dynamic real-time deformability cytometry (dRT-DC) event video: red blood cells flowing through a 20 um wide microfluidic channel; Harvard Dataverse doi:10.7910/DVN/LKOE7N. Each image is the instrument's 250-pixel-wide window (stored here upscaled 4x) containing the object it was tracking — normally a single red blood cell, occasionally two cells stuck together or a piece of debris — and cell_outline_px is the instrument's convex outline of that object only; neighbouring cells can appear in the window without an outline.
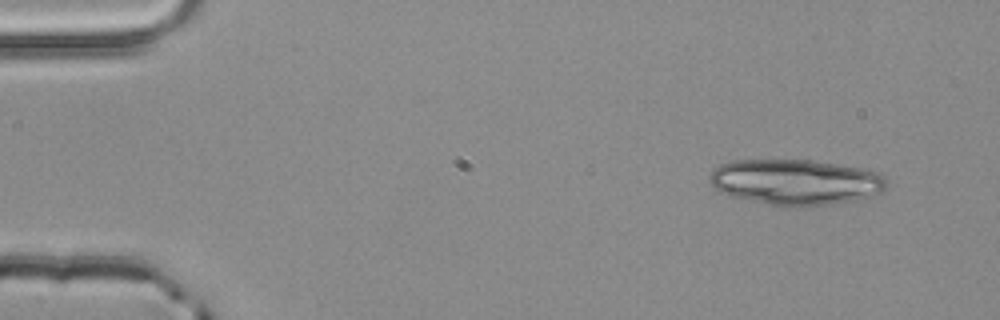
{"species": "common noctule bat (a hibernating species)", "species_latin": "Nyctalus noctula", "temperature_condition": "room temperature", "stored_images_in_passage": 3, "camera_frame_rate_fps": 3000, "um_per_image_px": 0.085, "animal": {"sex": "male", "body_mass_g": 20.4}, "frame": {"image": 1, "passage_image": 1, "time_ms": 0.0, "image_size_px": [1000, 320], "cell_outline_px": [[888, 188], [880, 192], [856, 200], [832, 204], [800, 208], [788, 208], [768, 204], [732, 196], [720, 192], [708, 180], [712, 172], [720, 164], [732, 160], [812, 160], [836, 164], [876, 172], [884, 176], [888, 180]], "centroid_in_image_um": [67.63, 15.49], "position_along_channel_um": 17.4, "area_um2": 47.22}}